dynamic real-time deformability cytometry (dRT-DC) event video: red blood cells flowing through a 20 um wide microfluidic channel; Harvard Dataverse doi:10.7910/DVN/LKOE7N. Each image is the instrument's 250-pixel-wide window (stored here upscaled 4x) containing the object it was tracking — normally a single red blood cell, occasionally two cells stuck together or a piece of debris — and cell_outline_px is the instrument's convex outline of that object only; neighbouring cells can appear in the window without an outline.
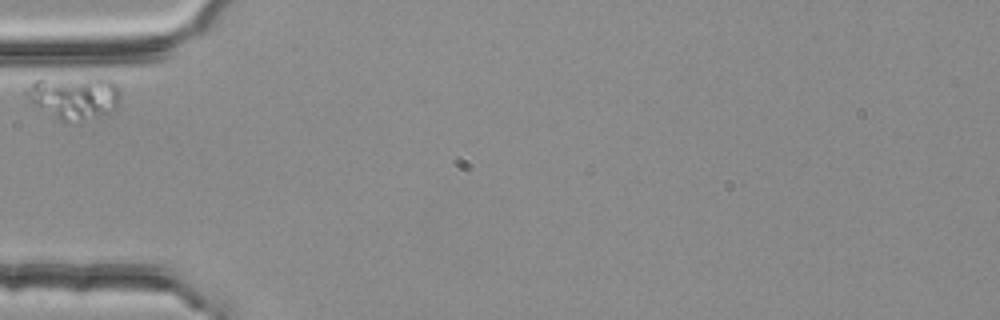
{"species": "common noctule bat (a hibernating species)", "species_latin": "Nyctalus noctula", "temperature_condition": "room temperature", "stored_images_in_passage": 5, "camera_frame_rate_fps": 3000, "um_per_image_px": 0.085, "animal": {"sex": "female", "body_mass_g": 25.1}, "frame": {"image": 1, "passage_image": 1, "time_ms": 0.0, "image_size_px": [1000, 320], "cell_outline_px": [[120, 100], [116, 108], [108, 112], [84, 120], [64, 124], [32, 104], [28, 100], [24, 92], [32, 80], [96, 76], [108, 76], [116, 84], [120, 92]], "centroid_in_image_um": [6.3, 8.26], "position_along_channel_um": 78.7, "area_um2": 24.39}}
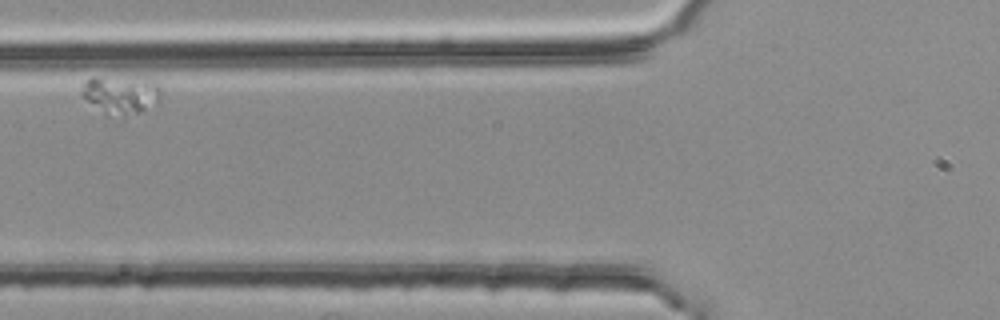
{"frame": {"image": 2, "passage_image": 2, "time_ms": 0.333, "image_size_px": [1000, 320], "cell_outline_px": [[160, 104], [140, 112], [124, 116], [108, 116], [88, 100], [80, 92], [84, 84], [92, 76], [96, 76], [156, 80], [160, 88]], "centroid_in_image_um": [10.34, 8.05], "position_along_channel_um": 115.5, "area_um2": 17.74}}